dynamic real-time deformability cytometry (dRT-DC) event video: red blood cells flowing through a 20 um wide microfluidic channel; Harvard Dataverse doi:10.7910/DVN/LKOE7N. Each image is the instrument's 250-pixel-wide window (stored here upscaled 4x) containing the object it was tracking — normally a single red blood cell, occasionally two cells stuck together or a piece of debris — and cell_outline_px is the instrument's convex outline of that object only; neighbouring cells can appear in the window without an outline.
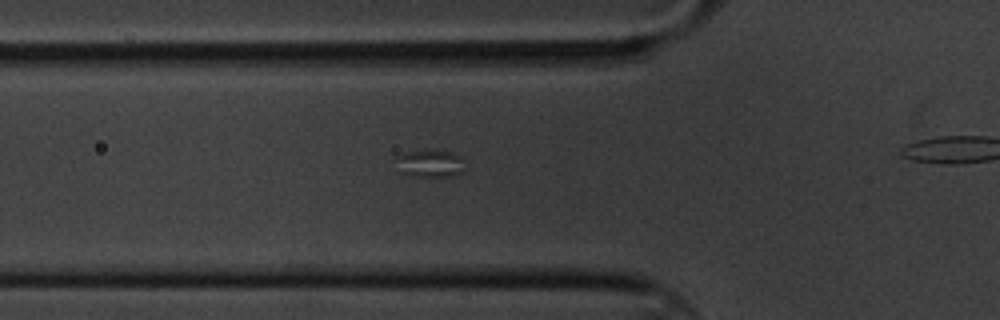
{"species": "common noctule bat (a hibernating species)", "species_latin": "Nyctalus noctula", "temperature_condition": "cold", "stored_images_in_passage": 3, "segment_of_instrument_passage": [1, 2], "camera_frame_rate_fps": 3000, "um_per_image_px": 0.085, "animal": {"sex": "male", "body_mass_g": 20.1, "forearm_length_mm": 53.5}, "frame": {"image": 1, "passage_image": 2, "time_ms": 0.333, "image_size_px": [1000, 320], "cell_outline_px": [[464, 172], [452, 176], [412, 176], [396, 172], [396, 156], [404, 152], [428, 148], [432, 148], [452, 152], [464, 156]], "centroid_in_image_um": [36.54, 13.86], "position_along_channel_um": 89.3, "area_um2": 11.85}}